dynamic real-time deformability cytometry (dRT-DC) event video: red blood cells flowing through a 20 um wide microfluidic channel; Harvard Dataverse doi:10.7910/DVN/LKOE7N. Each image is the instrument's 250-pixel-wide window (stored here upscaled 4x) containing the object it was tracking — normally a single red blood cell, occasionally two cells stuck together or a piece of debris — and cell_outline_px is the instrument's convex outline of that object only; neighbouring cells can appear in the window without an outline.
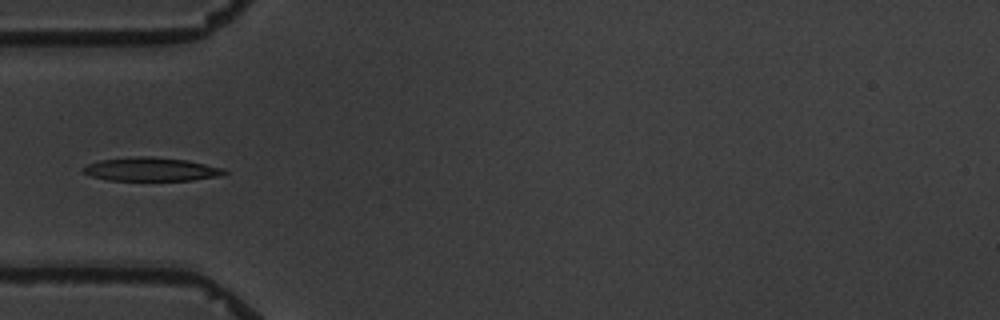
{"species": "common noctule bat (a hibernating species)", "species_latin": "Nyctalus noctula", "temperature_condition": "warm", "stored_images_in_passage": 4, "camera_frame_rate_fps": 3000, "um_per_image_px": 0.085, "animal": {"sex": "male", "body_mass_g": 19.5, "forearm_length_mm": 54.6}, "frame": {"image": 1, "passage_image": 4, "time_ms": 5.333, "image_size_px": [1000, 320], "cell_outline_px": [[228, 172], [224, 176], [192, 180], [108, 180], [92, 176], [84, 172], [80, 168], [88, 164], [100, 160], [136, 156], [152, 156], [188, 160], [224, 168]], "centroid_in_image_um": [12.9, 14.38], "position_along_channel_um": 72.1, "area_um2": 19.54}}